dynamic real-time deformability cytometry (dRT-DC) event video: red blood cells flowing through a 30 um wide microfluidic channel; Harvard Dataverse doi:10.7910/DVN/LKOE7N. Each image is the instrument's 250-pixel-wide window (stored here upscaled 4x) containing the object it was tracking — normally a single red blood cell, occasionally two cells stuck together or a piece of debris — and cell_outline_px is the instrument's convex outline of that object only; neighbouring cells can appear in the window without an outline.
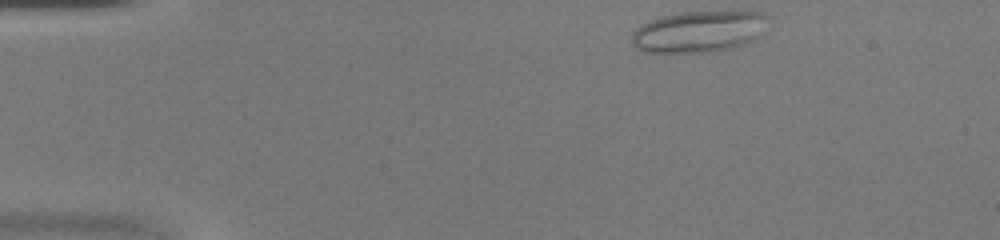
{"species": "common noctule bat (a hibernating species)", "species_latin": "Nyctalus noctula", "temperature_condition": "warm", "stored_images_in_passage": 39, "camera_frame_rate_fps": 3000, "um_per_image_px": 0.085, "animal": {"sex": "female", "body_mass_g": 20.0, "forearm_length_mm": 54.0}, "frame": {"image": 1, "passage_image": 1, "time_ms": 0.0, "image_size_px": [1000, 240], "cell_outline_px": [[768, 16], [760, 36], [752, 40], [728, 48], [708, 52], [644, 52], [636, 48], [632, 44], [632, 32], [636, 28], [652, 20], [664, 16], [684, 12], [760, 12]], "centroid_in_image_um": [59.36, 2.69], "position_along_channel_um": 25.6, "area_um2": 32.19}}
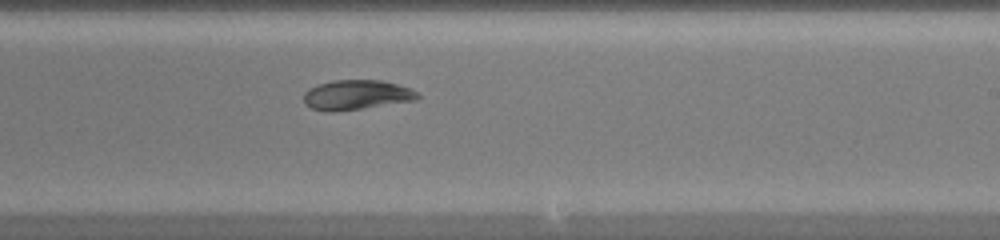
{"frame": {"image": 2, "passage_image": 22, "time_ms": 7.0, "image_size_px": [1000, 240], "cell_outline_px": [[420, 96], [416, 100], [336, 112], [328, 112], [312, 108], [304, 104], [304, 92], [308, 88], [332, 80], [384, 80], [408, 88], [416, 92]], "centroid_in_image_um": [30.26, 8.07], "position_along_channel_um": 258.7, "area_um2": 19.71}}
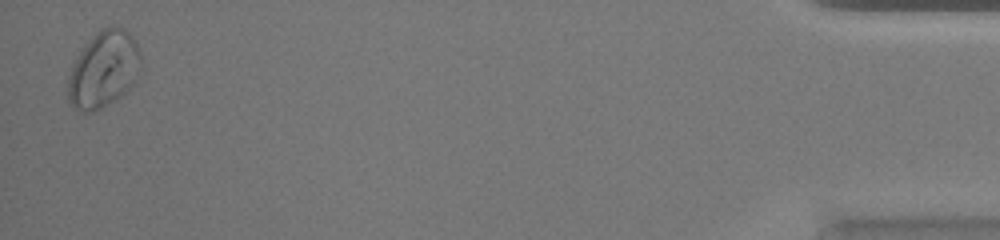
{"frame": {"image": 3, "passage_image": 39, "time_ms": 12.667, "image_size_px": [1000, 240], "cell_outline_px": [[140, 64], [136, 80], [116, 100], [100, 108], [88, 112], [84, 112], [76, 108], [72, 104], [68, 96], [68, 76], [72, 64], [80, 52], [92, 36], [100, 28], [124, 28], [132, 36], [140, 52]], "centroid_in_image_um": [8.8, 5.9], "position_along_channel_um": 426.4, "area_um2": 31.91}}